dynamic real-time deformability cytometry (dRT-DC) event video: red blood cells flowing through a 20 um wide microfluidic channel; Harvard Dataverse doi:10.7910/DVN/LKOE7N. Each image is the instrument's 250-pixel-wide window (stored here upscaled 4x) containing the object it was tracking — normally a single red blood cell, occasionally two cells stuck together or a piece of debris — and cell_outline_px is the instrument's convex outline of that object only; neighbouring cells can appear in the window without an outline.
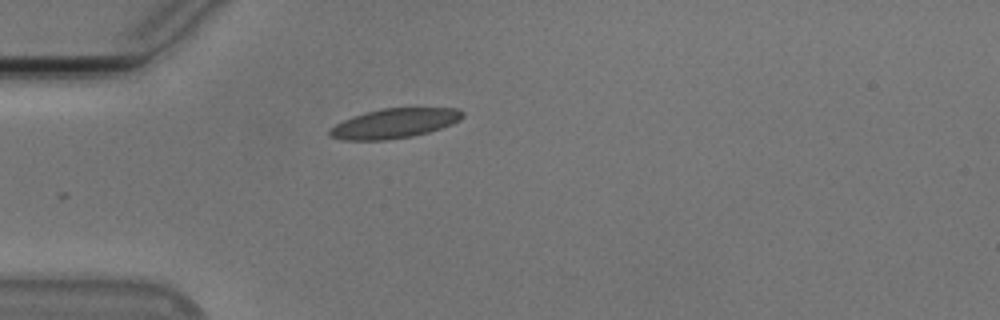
{"species": "Egyptian fruit bat (a non-hibernating species)", "species_latin": "Rousettus aegyptiacus", "temperature_condition": "cold", "stored_images_in_passage": 40, "camera_frame_rate_fps": 3000, "um_per_image_px": 0.085, "animal": {"sex": "male"}, "frame": {"image": 1, "passage_image": 1, "time_ms": 0.0, "image_size_px": [1000, 320], "cell_outline_px": [[464, 116], [460, 120], [452, 124], [428, 132], [412, 136], [384, 140], [340, 140], [328, 136], [328, 128], [352, 116], [380, 108], [456, 108], [464, 112]], "centroid_in_image_um": [33.49, 10.49], "position_along_channel_um": 51.5, "area_um2": 23.06}}
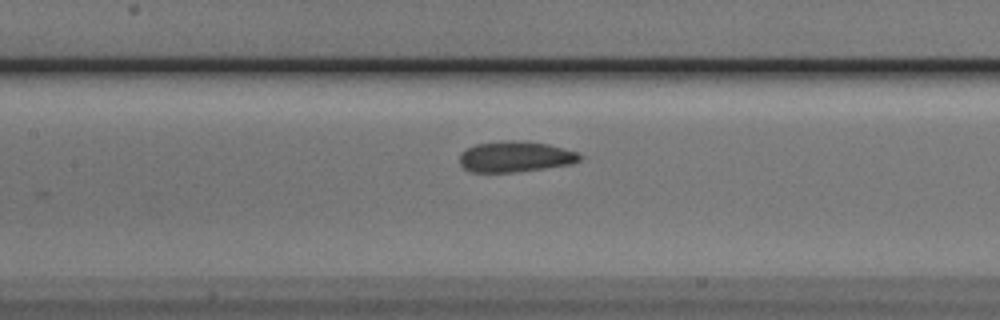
{"frame": {"image": 2, "passage_image": 11, "time_ms": 3.333, "image_size_px": [1000, 320], "cell_outline_px": [[584, 156], [580, 160], [572, 164], [544, 168], [512, 172], [472, 172], [464, 168], [460, 164], [460, 152], [476, 144], [504, 140], [516, 140], [548, 144], [576, 152]], "centroid_in_image_um": [43.79, 13.31], "position_along_channel_um": 163.6, "area_um2": 21.5}}
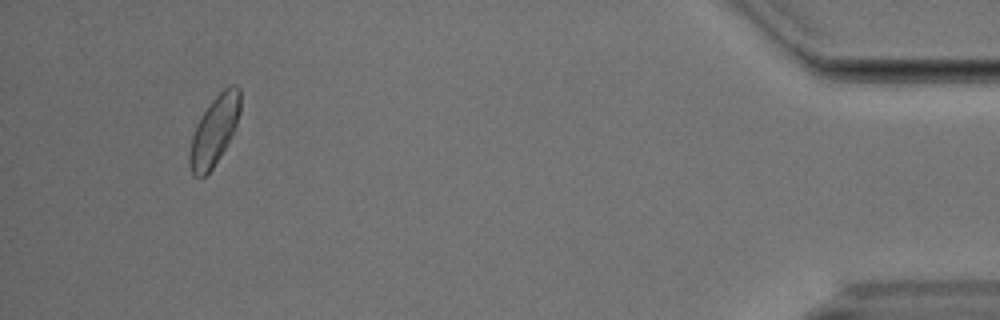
{"frame": {"image": 3, "passage_image": 37, "time_ms": 12.0, "image_size_px": [1000, 320], "cell_outline_px": [[240, 112], [236, 128], [220, 156], [212, 168], [204, 176], [192, 176], [188, 164], [188, 156], [192, 136], [196, 124], [208, 104], [224, 88], [232, 84], [236, 84], [240, 88]], "centroid_in_image_um": [18.21, 11.09], "position_along_channel_um": 417.0, "area_um2": 20.52}, "authors_computed_cell_mechanics": {"area_um2": 21.097, "velocity_mm_per_s": 3.7351, "shape_relaxation_time_tau1_ms": 4.7441, "shape_relaxation_time_tau2_ms": 1.0859, "deformation_change_tau1": 0.1318, "deformation_change_tau2": 0.0598}}